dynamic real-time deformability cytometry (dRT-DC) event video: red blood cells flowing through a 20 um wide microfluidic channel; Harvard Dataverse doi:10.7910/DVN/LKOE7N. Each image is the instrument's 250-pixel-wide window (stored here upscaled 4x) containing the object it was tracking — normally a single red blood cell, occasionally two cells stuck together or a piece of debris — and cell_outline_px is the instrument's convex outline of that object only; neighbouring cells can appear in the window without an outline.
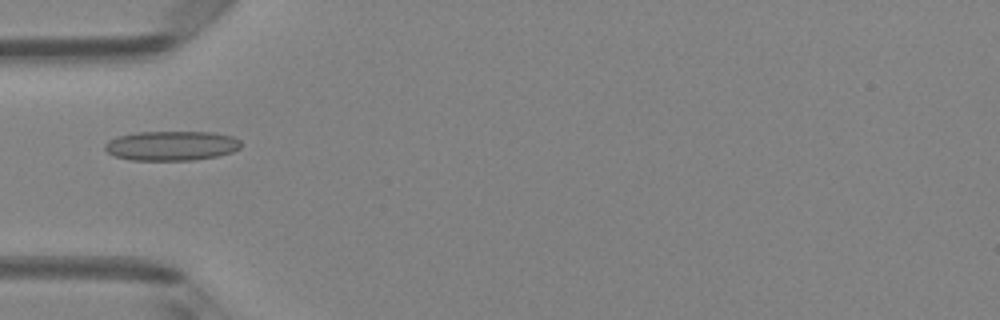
{"species": "Egyptian fruit bat (a non-hibernating species)", "species_latin": "Rousettus aegyptiacus", "temperature_condition": "room temperature", "stored_images_in_passage": 4, "camera_frame_rate_fps": 3000, "um_per_image_px": 0.085, "animal": {"sex": "female"}, "frame": {"image": 1, "passage_image": 4, "time_ms": 1.0, "image_size_px": [1000, 320], "cell_outline_px": [[240, 148], [232, 152], [216, 156], [192, 160], [132, 160], [116, 156], [108, 152], [104, 148], [104, 144], [108, 140], [116, 136], [136, 132], [212, 132], [232, 136], [240, 140]], "centroid_in_image_um": [14.55, 12.38], "position_along_channel_um": 70.4, "area_um2": 23.47}}